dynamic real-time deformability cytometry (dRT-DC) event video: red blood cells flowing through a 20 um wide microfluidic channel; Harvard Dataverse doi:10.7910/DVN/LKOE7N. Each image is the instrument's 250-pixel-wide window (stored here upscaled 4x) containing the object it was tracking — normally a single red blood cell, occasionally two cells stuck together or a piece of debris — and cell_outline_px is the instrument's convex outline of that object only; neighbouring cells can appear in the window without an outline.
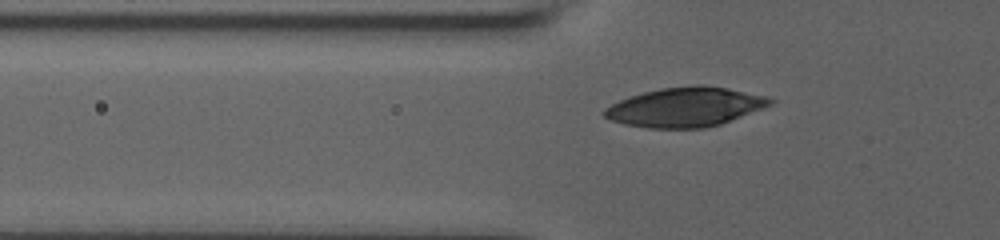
{"species": "human", "species_latin": "Homo sapiens", "temperature_condition": "room temperature", "stored_images_in_passage": 38, "camera_frame_rate_fps": 3000, "um_per_image_px": 0.085, "donor": {"sex": "male"}, "frame": {"image": 1, "passage_image": 3, "time_ms": 0.667, "image_size_px": [1000, 240], "cell_outline_px": [[776, 100], [772, 104], [720, 124], [704, 128], [648, 128], [624, 124], [612, 120], [604, 116], [600, 112], [604, 108], [620, 100], [644, 92], [660, 88], [696, 84], [704, 84], [728, 88], [768, 96]], "centroid_in_image_um": [58.25, 9.09], "position_along_channel_um": 67.5, "area_um2": 38.03}}
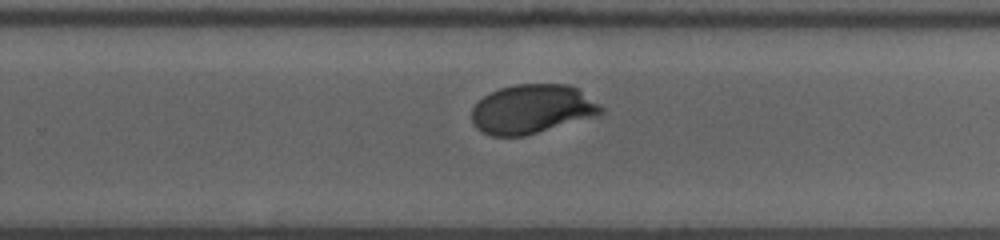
{"frame": {"image": 2, "passage_image": 21, "time_ms": 6.667, "image_size_px": [1000, 240], "cell_outline_px": [[604, 112], [596, 116], [524, 136], [492, 136], [480, 132], [472, 124], [472, 108], [484, 96], [500, 88], [516, 84], [568, 84], [580, 88], [600, 104], [604, 108]], "centroid_in_image_um": [45.24, 9.27], "position_along_channel_um": 284.6, "area_um2": 37.22}}
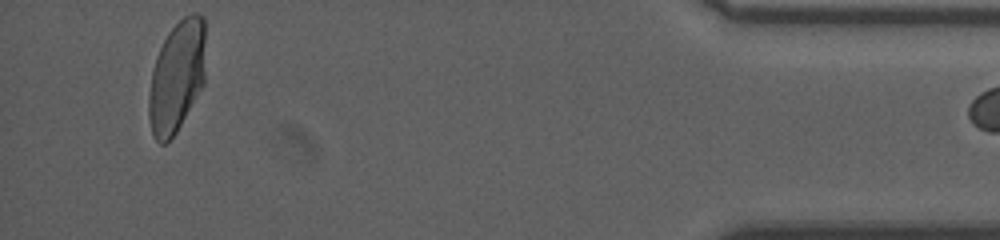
{"frame": {"image": 3, "passage_image": 37, "time_ms": 12.0, "image_size_px": [1000, 240], "cell_outline_px": [[204, 84], [176, 132], [164, 144], [160, 144], [152, 136], [148, 116], [148, 96], [152, 68], [156, 56], [168, 32], [184, 16], [192, 12], [196, 12], [204, 16]], "centroid_in_image_um": [15.01, 6.51], "position_along_channel_um": 420.2, "area_um2": 36.99}}